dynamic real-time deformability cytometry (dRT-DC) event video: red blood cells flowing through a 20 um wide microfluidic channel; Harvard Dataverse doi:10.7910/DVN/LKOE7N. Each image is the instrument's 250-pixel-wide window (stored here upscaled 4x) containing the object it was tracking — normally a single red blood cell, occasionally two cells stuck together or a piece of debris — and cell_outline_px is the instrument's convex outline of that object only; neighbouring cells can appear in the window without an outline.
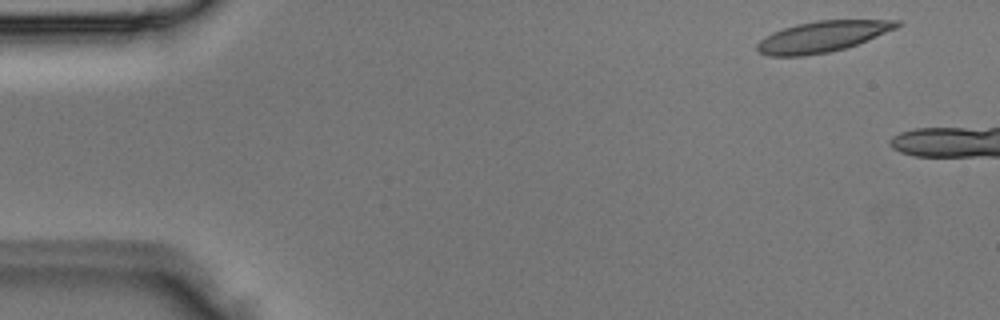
{"species": "Egyptian fruit bat (a non-hibernating species)", "species_latin": "Rousettus aegyptiacus", "temperature_condition": "room temperature", "stored_images_in_passage": 3, "camera_frame_rate_fps": 3000, "um_per_image_px": 0.085, "animal": {"sex": "male"}, "frame": {"image": 1, "passage_image": 1, "time_ms": 0.0, "image_size_px": [1000, 320], "cell_outline_px": [[904, 24], [896, 28], [856, 44], [844, 48], [828, 52], [804, 56], [768, 56], [760, 52], [756, 48], [756, 44], [764, 36], [772, 32], [796, 24], [816, 20], [900, 20]], "centroid_in_image_um": [69.87, 3.1], "position_along_channel_um": 15.1, "area_um2": 25.09}}